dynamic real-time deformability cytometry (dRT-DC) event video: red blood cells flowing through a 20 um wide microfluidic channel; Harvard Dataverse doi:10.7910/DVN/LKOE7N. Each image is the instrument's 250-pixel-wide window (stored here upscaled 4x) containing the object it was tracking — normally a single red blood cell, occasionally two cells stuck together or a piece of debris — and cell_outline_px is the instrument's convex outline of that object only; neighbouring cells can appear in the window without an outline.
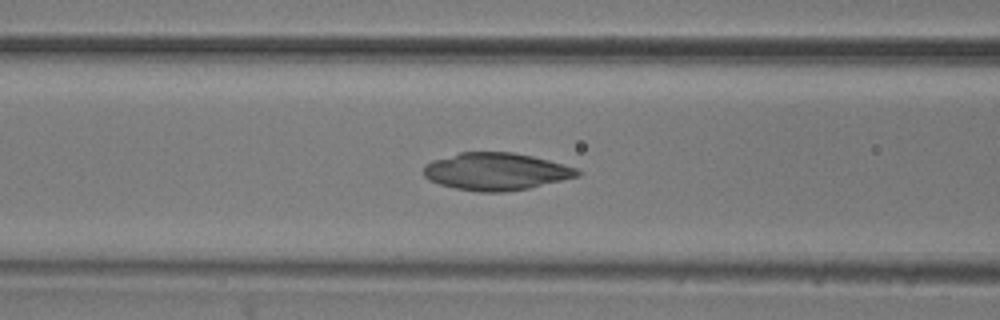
{"species": "common noctule bat (a hibernating species)", "species_latin": "Nyctalus noctula", "temperature_condition": "room temperature", "stored_images_in_passage": 26, "camera_frame_rate_fps": 3000, "um_per_image_px": 0.085, "animal": {"sex": "male", "body_mass_g": 20.5, "forearm_length_mm": 52.5}, "frame": {"image": 1, "passage_image": 21, "time_ms": 6.667, "image_size_px": [1000, 320], "cell_outline_px": [[580, 176], [528, 188], [504, 192], [480, 192], [456, 188], [440, 184], [428, 180], [424, 176], [424, 164], [432, 160], [460, 152], [512, 152], [532, 156], [548, 160], [576, 168], [580, 172]], "centroid_in_image_um": [42.13, 14.57], "position_along_channel_um": 124.5, "area_um2": 33.35}}
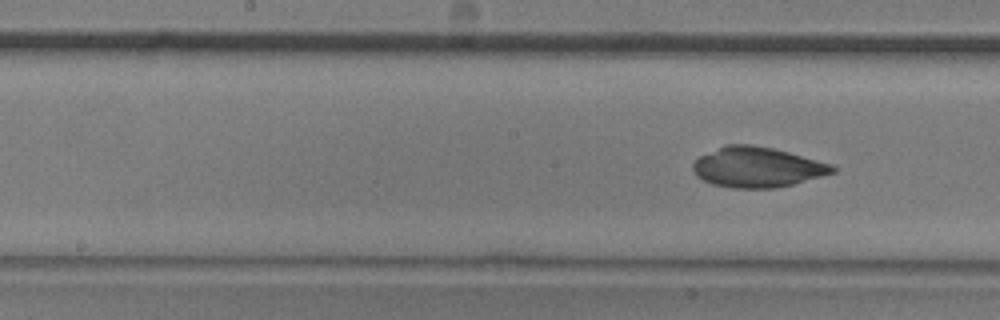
{"frame": {"image": 2, "passage_image": 26, "time_ms": 8.333, "image_size_px": [1000, 320], "cell_outline_px": [[836, 172], [792, 184], [776, 188], [732, 188], [712, 184], [696, 176], [692, 172], [692, 164], [700, 156], [728, 144], [752, 144], [772, 148], [788, 152], [832, 164], [836, 168]], "centroid_in_image_um": [64.35, 14.22], "position_along_channel_um": 183.8, "area_um2": 32.54}}